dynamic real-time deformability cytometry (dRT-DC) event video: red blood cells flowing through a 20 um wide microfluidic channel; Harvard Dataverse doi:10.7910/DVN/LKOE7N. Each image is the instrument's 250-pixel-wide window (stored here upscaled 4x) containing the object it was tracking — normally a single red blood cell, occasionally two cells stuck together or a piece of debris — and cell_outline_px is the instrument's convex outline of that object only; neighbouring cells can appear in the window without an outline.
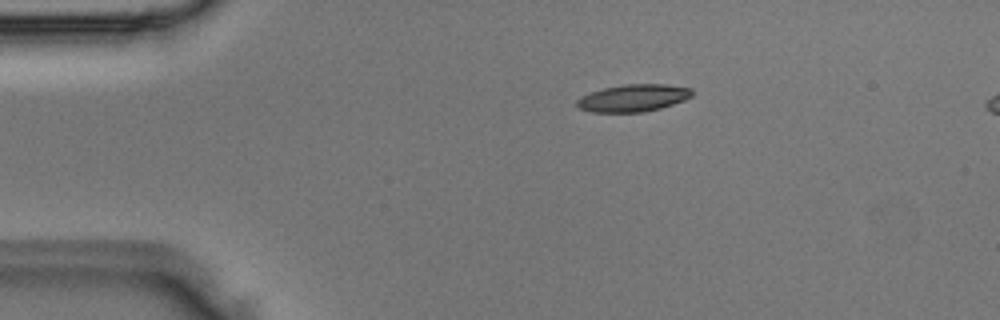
{"species": "Egyptian fruit bat (a non-hibernating species)", "species_latin": "Rousettus aegyptiacus", "temperature_condition": "room temperature", "stored_images_in_passage": 3, "camera_frame_rate_fps": 3000, "um_per_image_px": 0.085, "animal": {"sex": "male"}, "frame": {"image": 1, "passage_image": 1, "time_ms": 0.0, "image_size_px": [1000, 320], "cell_outline_px": [[696, 92], [692, 96], [684, 100], [660, 108], [644, 112], [592, 112], [580, 108], [576, 104], [576, 100], [580, 96], [604, 88], [624, 84], [668, 84], [692, 88]], "centroid_in_image_um": [53.86, 8.32], "position_along_channel_um": 31.1, "area_um2": 18.38}}